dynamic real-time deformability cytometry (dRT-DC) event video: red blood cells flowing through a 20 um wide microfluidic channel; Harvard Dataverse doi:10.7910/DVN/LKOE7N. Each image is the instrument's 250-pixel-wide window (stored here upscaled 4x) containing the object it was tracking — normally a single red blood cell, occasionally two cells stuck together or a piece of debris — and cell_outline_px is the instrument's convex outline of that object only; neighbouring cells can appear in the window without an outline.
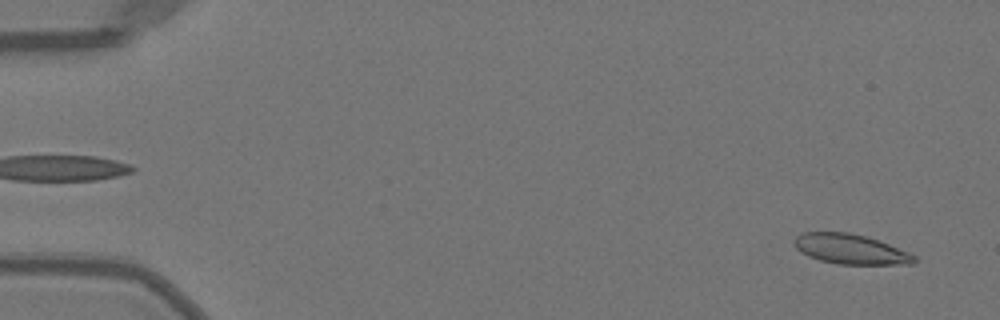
{"species": "Egyptian fruit bat (a non-hibernating species)", "species_latin": "Rousettus aegyptiacus", "temperature_condition": "warm", "stored_images_in_passage": 50, "camera_frame_rate_fps": 3000, "um_per_image_px": 0.085, "animal": {"sex": "female"}, "frame": {"image": 1, "passage_image": 2, "time_ms": 0.333, "image_size_px": [1000, 320], "cell_outline_px": [[916, 264], [836, 264], [820, 260], [808, 256], [800, 252], [796, 248], [796, 236], [804, 232], [848, 232], [868, 236], [908, 252], [916, 256]], "centroid_in_image_um": [72.31, 21.18], "position_along_channel_um": 12.7, "area_um2": 20.87}}
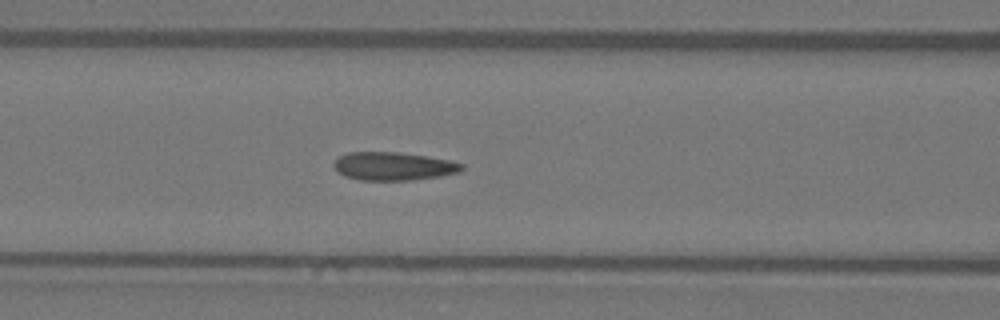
{"frame": {"image": 2, "passage_image": 21, "time_ms": 6.667, "image_size_px": [1000, 320], "cell_outline_px": [[464, 168], [460, 172], [440, 176], [412, 180], [360, 180], [344, 176], [336, 172], [332, 164], [340, 156], [348, 152], [400, 152], [428, 156], [448, 160], [464, 164]], "centroid_in_image_um": [33.43, 14.13], "position_along_channel_um": 133.2, "area_um2": 21.21}}
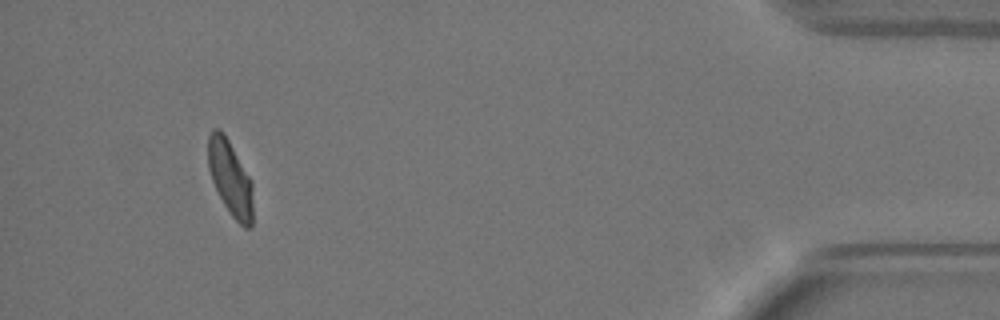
{"frame": {"image": 3, "passage_image": 47, "time_ms": 15.333, "image_size_px": [1000, 320], "cell_outline_px": [[252, 228], [244, 228], [232, 216], [224, 204], [212, 180], [208, 168], [208, 136], [212, 128], [220, 128], [224, 132], [252, 180]], "centroid_in_image_um": [19.57, 15.1], "position_along_channel_um": 415.6, "area_um2": 19.71}, "authors_computed_cell_mechanics": {"area_um2": 20.9525, "velocity_mm_per_s": 3.9963, "shape_relaxation_time_tau1_ms": 9.1807, "shape_relaxation_time_tau2_ms": 1.2771, "deformation_change_tau1": 0.2249, "deformation_change_tau2": 0.0623}}